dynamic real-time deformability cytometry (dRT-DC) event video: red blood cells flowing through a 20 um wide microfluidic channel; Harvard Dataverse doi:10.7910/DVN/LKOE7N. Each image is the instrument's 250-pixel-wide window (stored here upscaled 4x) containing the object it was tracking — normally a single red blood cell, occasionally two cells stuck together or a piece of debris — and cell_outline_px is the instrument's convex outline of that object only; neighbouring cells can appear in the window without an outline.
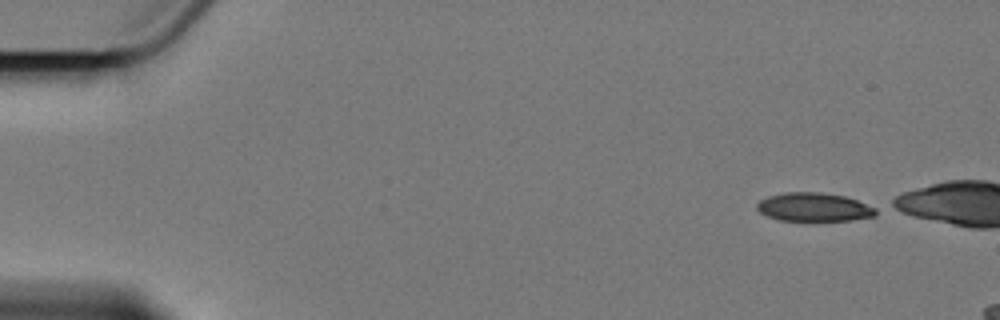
{"species": "Egyptian fruit bat (a non-hibernating species)", "species_latin": "Rousettus aegyptiacus", "temperature_condition": "cold", "stored_images_in_passage": 4, "camera_frame_rate_fps": 3000, "um_per_image_px": 0.085, "animal": {"sex": "female"}, "frame": {"image": 1, "passage_image": 1, "time_ms": 0.0, "image_size_px": [1000, 320], "cell_outline_px": [[876, 216], [852, 220], [780, 220], [768, 216], [760, 212], [756, 208], [756, 204], [760, 200], [768, 196], [784, 192], [820, 192], [844, 196], [856, 200], [876, 208]], "centroid_in_image_um": [69.17, 17.6], "position_along_channel_um": 15.8, "area_um2": 19.65}}